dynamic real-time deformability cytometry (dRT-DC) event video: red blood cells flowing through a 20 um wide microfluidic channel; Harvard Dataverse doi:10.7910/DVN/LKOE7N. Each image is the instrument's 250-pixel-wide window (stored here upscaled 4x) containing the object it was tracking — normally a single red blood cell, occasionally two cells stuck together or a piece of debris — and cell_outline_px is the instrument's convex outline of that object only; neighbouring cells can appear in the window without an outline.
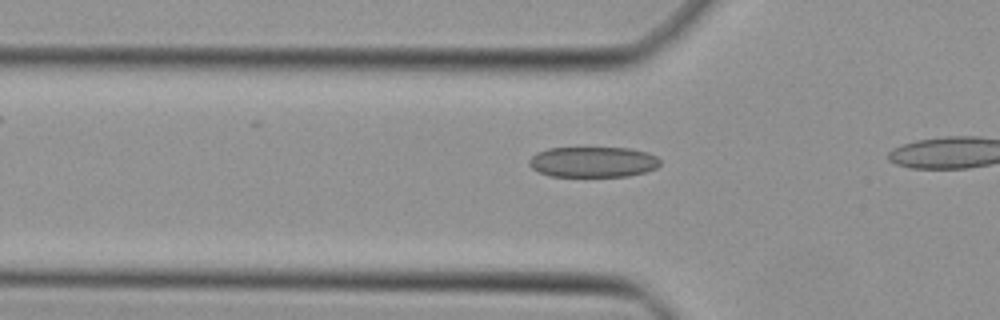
{"species": "Egyptian fruit bat (a non-hibernating species)", "species_latin": "Rousettus aegyptiacus", "temperature_condition": "cold", "stored_images_in_passage": 5, "camera_frame_rate_fps": 3000, "um_per_image_px": 0.085, "animal": {"sex": "female"}, "frame": {"image": 1, "passage_image": 3, "time_ms": 0.667, "image_size_px": [1000, 320], "cell_outline_px": [[660, 164], [656, 168], [648, 172], [628, 176], [552, 176], [540, 172], [532, 168], [528, 164], [528, 160], [536, 152], [548, 148], [628, 148], [648, 152], [656, 156], [660, 160]], "centroid_in_image_um": [50.42, 13.76], "position_along_channel_um": 75.4, "area_um2": 23.41}}